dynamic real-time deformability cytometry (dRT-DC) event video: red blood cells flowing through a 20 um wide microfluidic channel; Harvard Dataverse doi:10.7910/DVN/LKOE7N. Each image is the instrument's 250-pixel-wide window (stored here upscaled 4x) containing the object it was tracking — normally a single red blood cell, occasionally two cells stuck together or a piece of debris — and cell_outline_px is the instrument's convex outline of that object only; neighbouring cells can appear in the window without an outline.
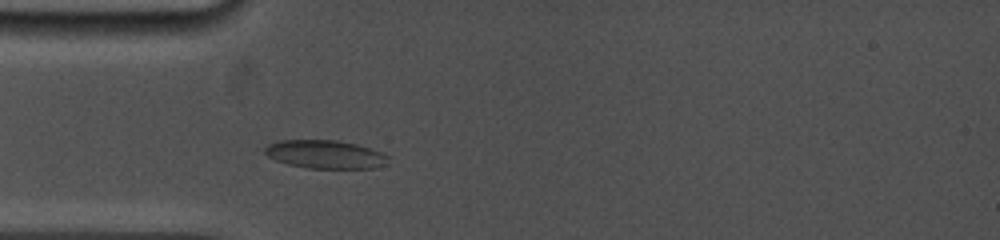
{"species": "common noctule bat (a hibernating species)", "species_latin": "Nyctalus noctula", "temperature_condition": "cold", "stored_images_in_passage": 23, "camera_frame_rate_fps": 5000, "um_per_image_px": 0.085, "animal": {"sex": "female", "body_mass_g": 19.0, "forearm_length_mm": 53.3}, "frame": {"image": 1, "passage_image": 3, "time_ms": 2.0, "image_size_px": [1000, 240], "cell_outline_px": [[388, 164], [376, 168], [308, 168], [288, 164], [276, 160], [268, 156], [264, 152], [264, 148], [268, 144], [280, 140], [336, 140], [356, 144], [380, 152], [388, 156]], "centroid_in_image_um": [27.64, 13.12], "position_along_channel_um": 57.4, "area_um2": 20.29}}
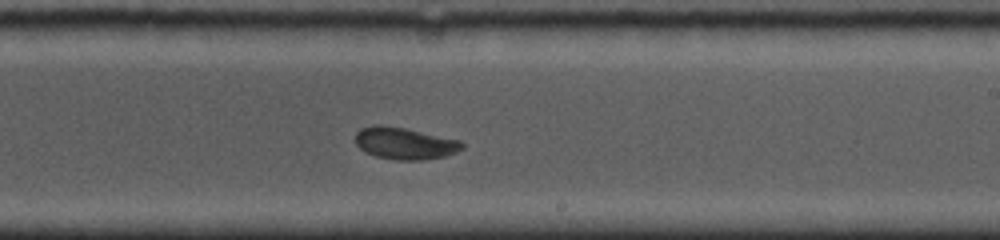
{"frame": {"image": 2, "passage_image": 11, "time_ms": 7.2, "image_size_px": [1000, 240], "cell_outline_px": [[464, 148], [456, 152], [444, 156], [424, 160], [396, 160], [376, 156], [364, 152], [356, 144], [356, 132], [360, 128], [376, 124], [380, 124], [404, 128], [460, 140], [464, 144]], "centroid_in_image_um": [34.39, 12.18], "position_along_channel_um": 254.6, "area_um2": 19.88}}
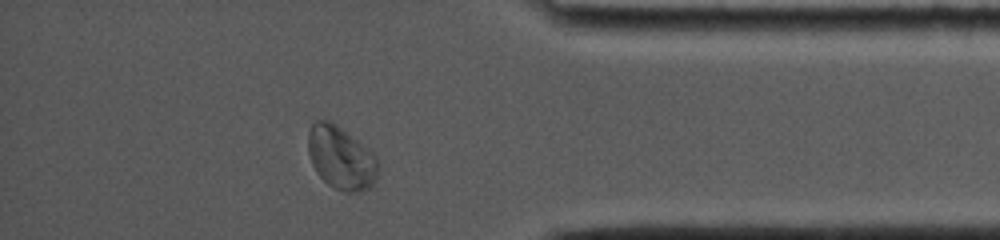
{"frame": {"image": 3, "passage_image": 20, "time_ms": 11.4, "image_size_px": [1000, 240], "cell_outline_px": [[376, 180], [368, 188], [356, 192], [344, 192], [328, 184], [316, 172], [312, 164], [308, 152], [308, 132], [312, 124], [316, 120], [332, 120], [372, 152], [376, 156]], "centroid_in_image_um": [28.95, 13.39], "position_along_channel_um": 406.3, "area_um2": 25.49}, "authors_computed_cell_mechanics": {"area_um2": 20.4034, "velocity_mm_per_s": 3.8518, "shape_relaxation_time_tau1_ms": 4.6168, "shape_relaxation_time_tau2_ms": 1.6918, "deformation_change_tau1": 0.1013, "deformation_change_tau2": 0.0486}}